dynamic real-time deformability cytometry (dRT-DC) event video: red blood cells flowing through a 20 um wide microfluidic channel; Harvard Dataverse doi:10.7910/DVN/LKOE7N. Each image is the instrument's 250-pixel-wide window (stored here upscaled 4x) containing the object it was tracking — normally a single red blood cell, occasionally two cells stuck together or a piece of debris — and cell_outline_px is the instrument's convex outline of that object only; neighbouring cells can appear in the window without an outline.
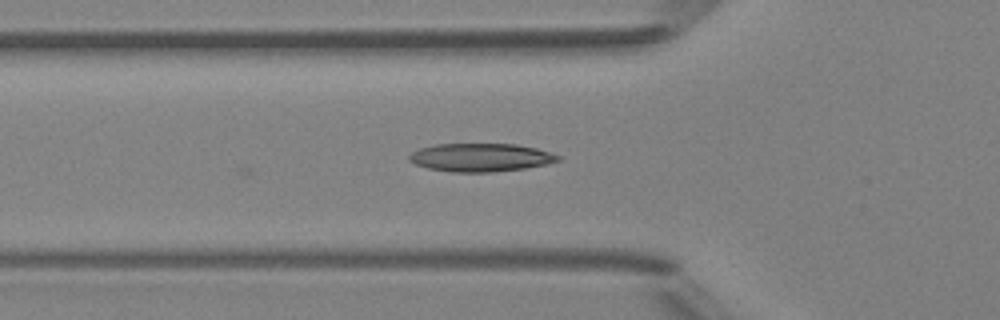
{"species": "Egyptian fruit bat (a non-hibernating species)", "species_latin": "Rousettus aegyptiacus", "temperature_condition": "room temperature", "stored_images_in_passage": 26, "camera_frame_rate_fps": 3000, "um_per_image_px": 0.085, "animal": {"sex": "female"}, "frame": {"image": 1, "passage_image": 2, "time_ms": 0.333, "image_size_px": [1000, 320], "cell_outline_px": [[560, 160], [544, 164], [524, 168], [492, 172], [452, 172], [428, 168], [416, 164], [408, 160], [408, 156], [412, 152], [420, 148], [436, 144], [516, 144], [536, 148], [560, 156]], "centroid_in_image_um": [40.82, 13.38], "position_along_channel_um": 85.0, "area_um2": 24.28}}
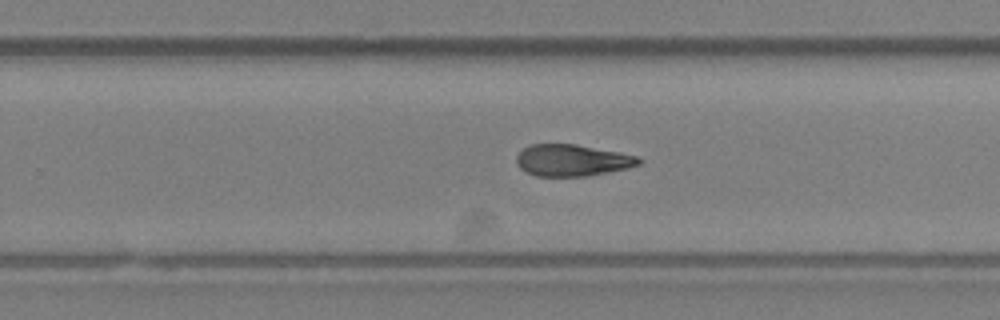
{"frame": {"image": 2, "passage_image": 16, "time_ms": 5.0, "image_size_px": [1000, 320], "cell_outline_px": [[644, 160], [640, 164], [628, 168], [588, 176], [536, 176], [520, 168], [516, 164], [516, 156], [524, 148], [532, 144], [576, 144], [620, 152], [636, 156]], "centroid_in_image_um": [48.65, 13.62], "position_along_channel_um": 281.1, "area_um2": 22.6}}
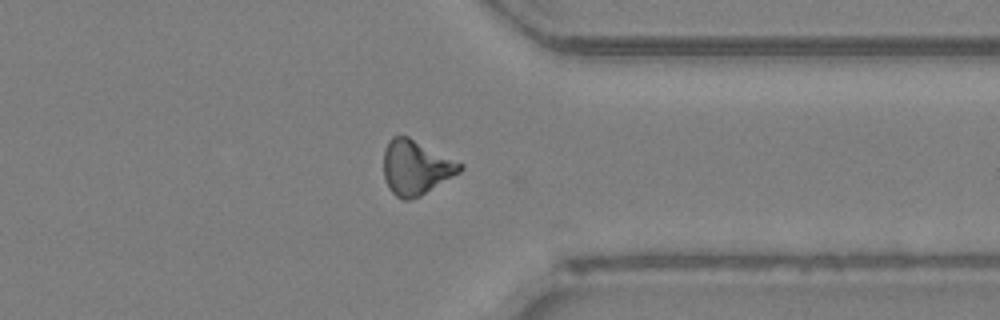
{"frame": {"image": 3, "passage_image": 23, "time_ms": 7.333, "image_size_px": [1000, 320], "cell_outline_px": [[464, 168], [460, 172], [420, 196], [408, 200], [404, 200], [396, 196], [388, 188], [384, 176], [384, 148], [388, 140], [392, 136], [408, 136], [464, 164]], "centroid_in_image_um": [35.34, 14.23], "position_along_channel_um": 376.1, "area_um2": 24.28}}